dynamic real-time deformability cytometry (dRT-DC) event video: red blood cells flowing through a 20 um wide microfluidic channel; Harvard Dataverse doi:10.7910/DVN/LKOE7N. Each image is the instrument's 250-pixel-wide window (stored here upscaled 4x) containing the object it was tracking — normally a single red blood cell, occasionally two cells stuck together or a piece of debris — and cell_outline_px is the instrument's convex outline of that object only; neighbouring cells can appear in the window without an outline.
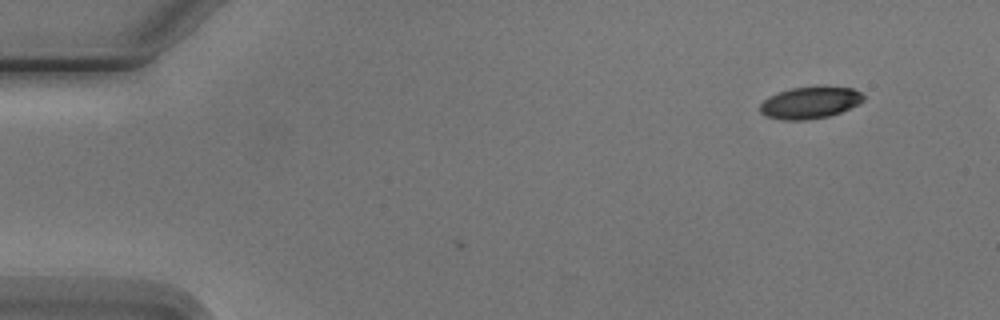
{"species": "Egyptian fruit bat (a non-hibernating species)", "species_latin": "Rousettus aegyptiacus", "temperature_condition": "cold", "stored_images_in_passage": 2, "camera_frame_rate_fps": 3000, "um_per_image_px": 0.085, "animal": {"sex": "male"}, "frame": {"image": 1, "passage_image": 2, "time_ms": 1.333, "image_size_px": [1000, 320], "cell_outline_px": [[864, 100], [840, 112], [828, 116], [808, 120], [784, 120], [764, 116], [760, 112], [760, 104], [768, 96], [792, 88], [816, 84], [824, 84], [852, 88], [860, 92], [864, 96]], "centroid_in_image_um": [68.84, 8.69], "position_along_channel_um": 16.2, "area_um2": 19.65}}